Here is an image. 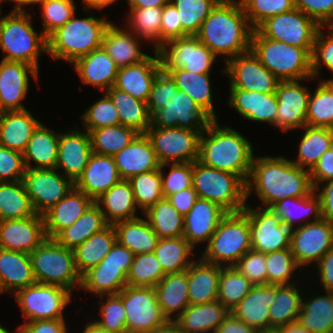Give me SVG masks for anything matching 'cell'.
I'll use <instances>...</instances> for the list:
<instances>
[{
  "label": "cell",
  "mask_w": 333,
  "mask_h": 333,
  "mask_svg": "<svg viewBox=\"0 0 333 333\" xmlns=\"http://www.w3.org/2000/svg\"><path fill=\"white\" fill-rule=\"evenodd\" d=\"M253 189L266 208L280 200L305 197L314 191L309 170L283 156L253 158L246 183V199Z\"/></svg>",
  "instance_id": "obj_1"
},
{
  "label": "cell",
  "mask_w": 333,
  "mask_h": 333,
  "mask_svg": "<svg viewBox=\"0 0 333 333\" xmlns=\"http://www.w3.org/2000/svg\"><path fill=\"white\" fill-rule=\"evenodd\" d=\"M252 32L240 1L221 0L195 36L216 57L223 55L226 64L231 58L251 50Z\"/></svg>",
  "instance_id": "obj_2"
},
{
  "label": "cell",
  "mask_w": 333,
  "mask_h": 333,
  "mask_svg": "<svg viewBox=\"0 0 333 333\" xmlns=\"http://www.w3.org/2000/svg\"><path fill=\"white\" fill-rule=\"evenodd\" d=\"M252 148L244 135L229 126L219 127L217 120H212L200 135L198 161L238 175L247 183L254 158Z\"/></svg>",
  "instance_id": "obj_3"
},
{
  "label": "cell",
  "mask_w": 333,
  "mask_h": 333,
  "mask_svg": "<svg viewBox=\"0 0 333 333\" xmlns=\"http://www.w3.org/2000/svg\"><path fill=\"white\" fill-rule=\"evenodd\" d=\"M111 22L105 18L77 19L75 14L47 38V54L57 60L74 63L102 46L103 36Z\"/></svg>",
  "instance_id": "obj_4"
},
{
  "label": "cell",
  "mask_w": 333,
  "mask_h": 333,
  "mask_svg": "<svg viewBox=\"0 0 333 333\" xmlns=\"http://www.w3.org/2000/svg\"><path fill=\"white\" fill-rule=\"evenodd\" d=\"M251 50L280 81L313 78L311 53L306 48L271 40L253 29Z\"/></svg>",
  "instance_id": "obj_5"
},
{
  "label": "cell",
  "mask_w": 333,
  "mask_h": 333,
  "mask_svg": "<svg viewBox=\"0 0 333 333\" xmlns=\"http://www.w3.org/2000/svg\"><path fill=\"white\" fill-rule=\"evenodd\" d=\"M31 16L25 11H11L0 17V48L6 54L2 60L19 61L39 71L40 51L47 52V38L32 26Z\"/></svg>",
  "instance_id": "obj_6"
},
{
  "label": "cell",
  "mask_w": 333,
  "mask_h": 333,
  "mask_svg": "<svg viewBox=\"0 0 333 333\" xmlns=\"http://www.w3.org/2000/svg\"><path fill=\"white\" fill-rule=\"evenodd\" d=\"M192 187L198 198L221 206L228 213L243 211L246 207V183L233 173L193 162Z\"/></svg>",
  "instance_id": "obj_7"
},
{
  "label": "cell",
  "mask_w": 333,
  "mask_h": 333,
  "mask_svg": "<svg viewBox=\"0 0 333 333\" xmlns=\"http://www.w3.org/2000/svg\"><path fill=\"white\" fill-rule=\"evenodd\" d=\"M250 249L248 216L243 211L228 213L218 224L200 258L219 266L233 267Z\"/></svg>",
  "instance_id": "obj_8"
},
{
  "label": "cell",
  "mask_w": 333,
  "mask_h": 333,
  "mask_svg": "<svg viewBox=\"0 0 333 333\" xmlns=\"http://www.w3.org/2000/svg\"><path fill=\"white\" fill-rule=\"evenodd\" d=\"M29 256L36 283L60 286L71 293L75 285L81 287L73 250L54 238H47Z\"/></svg>",
  "instance_id": "obj_9"
},
{
  "label": "cell",
  "mask_w": 333,
  "mask_h": 333,
  "mask_svg": "<svg viewBox=\"0 0 333 333\" xmlns=\"http://www.w3.org/2000/svg\"><path fill=\"white\" fill-rule=\"evenodd\" d=\"M204 130L150 126L145 133L160 164L195 162L199 157V139Z\"/></svg>",
  "instance_id": "obj_10"
},
{
  "label": "cell",
  "mask_w": 333,
  "mask_h": 333,
  "mask_svg": "<svg viewBox=\"0 0 333 333\" xmlns=\"http://www.w3.org/2000/svg\"><path fill=\"white\" fill-rule=\"evenodd\" d=\"M319 27L313 19L294 8L266 19L256 30L263 37L287 45L306 48L312 54Z\"/></svg>",
  "instance_id": "obj_11"
},
{
  "label": "cell",
  "mask_w": 333,
  "mask_h": 333,
  "mask_svg": "<svg viewBox=\"0 0 333 333\" xmlns=\"http://www.w3.org/2000/svg\"><path fill=\"white\" fill-rule=\"evenodd\" d=\"M122 301L126 312L127 333H150L169 322L152 287L126 285L122 289Z\"/></svg>",
  "instance_id": "obj_12"
},
{
  "label": "cell",
  "mask_w": 333,
  "mask_h": 333,
  "mask_svg": "<svg viewBox=\"0 0 333 333\" xmlns=\"http://www.w3.org/2000/svg\"><path fill=\"white\" fill-rule=\"evenodd\" d=\"M22 316L28 321L43 319H64L63 308L71 301L67 289L49 284L35 283L14 292Z\"/></svg>",
  "instance_id": "obj_13"
},
{
  "label": "cell",
  "mask_w": 333,
  "mask_h": 333,
  "mask_svg": "<svg viewBox=\"0 0 333 333\" xmlns=\"http://www.w3.org/2000/svg\"><path fill=\"white\" fill-rule=\"evenodd\" d=\"M157 52L161 68H182L202 74L210 73L217 58L196 36L190 35L164 42Z\"/></svg>",
  "instance_id": "obj_14"
},
{
  "label": "cell",
  "mask_w": 333,
  "mask_h": 333,
  "mask_svg": "<svg viewBox=\"0 0 333 333\" xmlns=\"http://www.w3.org/2000/svg\"><path fill=\"white\" fill-rule=\"evenodd\" d=\"M22 181L39 215L56 205L75 186L71 179L57 173L56 168H26Z\"/></svg>",
  "instance_id": "obj_15"
},
{
  "label": "cell",
  "mask_w": 333,
  "mask_h": 333,
  "mask_svg": "<svg viewBox=\"0 0 333 333\" xmlns=\"http://www.w3.org/2000/svg\"><path fill=\"white\" fill-rule=\"evenodd\" d=\"M243 212L249 218L253 250L267 254L290 248L292 230L270 208L252 209L246 205Z\"/></svg>",
  "instance_id": "obj_16"
},
{
  "label": "cell",
  "mask_w": 333,
  "mask_h": 333,
  "mask_svg": "<svg viewBox=\"0 0 333 333\" xmlns=\"http://www.w3.org/2000/svg\"><path fill=\"white\" fill-rule=\"evenodd\" d=\"M223 72L230 77V89L269 94L276 92L280 81L260 62L252 50L231 58Z\"/></svg>",
  "instance_id": "obj_17"
},
{
  "label": "cell",
  "mask_w": 333,
  "mask_h": 333,
  "mask_svg": "<svg viewBox=\"0 0 333 333\" xmlns=\"http://www.w3.org/2000/svg\"><path fill=\"white\" fill-rule=\"evenodd\" d=\"M301 222L304 224L291 231L290 250L300 266L313 261L316 264L333 248V224L323 218Z\"/></svg>",
  "instance_id": "obj_18"
},
{
  "label": "cell",
  "mask_w": 333,
  "mask_h": 333,
  "mask_svg": "<svg viewBox=\"0 0 333 333\" xmlns=\"http://www.w3.org/2000/svg\"><path fill=\"white\" fill-rule=\"evenodd\" d=\"M213 119L182 90L167 105L151 116L154 127H179L189 130H205Z\"/></svg>",
  "instance_id": "obj_19"
},
{
  "label": "cell",
  "mask_w": 333,
  "mask_h": 333,
  "mask_svg": "<svg viewBox=\"0 0 333 333\" xmlns=\"http://www.w3.org/2000/svg\"><path fill=\"white\" fill-rule=\"evenodd\" d=\"M278 102L276 127L283 133L307 125L306 112L310 92L299 80L279 81L276 88Z\"/></svg>",
  "instance_id": "obj_20"
},
{
  "label": "cell",
  "mask_w": 333,
  "mask_h": 333,
  "mask_svg": "<svg viewBox=\"0 0 333 333\" xmlns=\"http://www.w3.org/2000/svg\"><path fill=\"white\" fill-rule=\"evenodd\" d=\"M38 70L24 62L2 60L0 62V109L26 110L21 103L29 90V74L38 82Z\"/></svg>",
  "instance_id": "obj_21"
},
{
  "label": "cell",
  "mask_w": 333,
  "mask_h": 333,
  "mask_svg": "<svg viewBox=\"0 0 333 333\" xmlns=\"http://www.w3.org/2000/svg\"><path fill=\"white\" fill-rule=\"evenodd\" d=\"M46 239L43 215L0 221V248L30 254Z\"/></svg>",
  "instance_id": "obj_22"
},
{
  "label": "cell",
  "mask_w": 333,
  "mask_h": 333,
  "mask_svg": "<svg viewBox=\"0 0 333 333\" xmlns=\"http://www.w3.org/2000/svg\"><path fill=\"white\" fill-rule=\"evenodd\" d=\"M92 153L89 132L70 130L60 133L56 169H64V176L75 183L82 175Z\"/></svg>",
  "instance_id": "obj_23"
},
{
  "label": "cell",
  "mask_w": 333,
  "mask_h": 333,
  "mask_svg": "<svg viewBox=\"0 0 333 333\" xmlns=\"http://www.w3.org/2000/svg\"><path fill=\"white\" fill-rule=\"evenodd\" d=\"M228 214L218 204L198 198L184 216L183 237L194 248L197 243L207 241L216 231L218 224Z\"/></svg>",
  "instance_id": "obj_24"
},
{
  "label": "cell",
  "mask_w": 333,
  "mask_h": 333,
  "mask_svg": "<svg viewBox=\"0 0 333 333\" xmlns=\"http://www.w3.org/2000/svg\"><path fill=\"white\" fill-rule=\"evenodd\" d=\"M154 54V58L148 55L139 63L120 67L114 87L127 92L134 98L147 102L152 82L162 70L157 50Z\"/></svg>",
  "instance_id": "obj_25"
},
{
  "label": "cell",
  "mask_w": 333,
  "mask_h": 333,
  "mask_svg": "<svg viewBox=\"0 0 333 333\" xmlns=\"http://www.w3.org/2000/svg\"><path fill=\"white\" fill-rule=\"evenodd\" d=\"M120 180L113 156L93 152L82 175L74 184L78 190L95 201Z\"/></svg>",
  "instance_id": "obj_26"
},
{
  "label": "cell",
  "mask_w": 333,
  "mask_h": 333,
  "mask_svg": "<svg viewBox=\"0 0 333 333\" xmlns=\"http://www.w3.org/2000/svg\"><path fill=\"white\" fill-rule=\"evenodd\" d=\"M114 161L121 179L160 169V162L153 150L150 139L145 133H139L134 140L116 153Z\"/></svg>",
  "instance_id": "obj_27"
},
{
  "label": "cell",
  "mask_w": 333,
  "mask_h": 333,
  "mask_svg": "<svg viewBox=\"0 0 333 333\" xmlns=\"http://www.w3.org/2000/svg\"><path fill=\"white\" fill-rule=\"evenodd\" d=\"M276 296V285H253L250 292L231 310L237 319L257 332L270 329L269 306Z\"/></svg>",
  "instance_id": "obj_28"
},
{
  "label": "cell",
  "mask_w": 333,
  "mask_h": 333,
  "mask_svg": "<svg viewBox=\"0 0 333 333\" xmlns=\"http://www.w3.org/2000/svg\"><path fill=\"white\" fill-rule=\"evenodd\" d=\"M93 202L74 186L64 198L43 214L47 238H54L61 230L71 226Z\"/></svg>",
  "instance_id": "obj_29"
},
{
  "label": "cell",
  "mask_w": 333,
  "mask_h": 333,
  "mask_svg": "<svg viewBox=\"0 0 333 333\" xmlns=\"http://www.w3.org/2000/svg\"><path fill=\"white\" fill-rule=\"evenodd\" d=\"M72 64L84 84L96 86L100 91H107L114 86L119 67L103 46Z\"/></svg>",
  "instance_id": "obj_30"
},
{
  "label": "cell",
  "mask_w": 333,
  "mask_h": 333,
  "mask_svg": "<svg viewBox=\"0 0 333 333\" xmlns=\"http://www.w3.org/2000/svg\"><path fill=\"white\" fill-rule=\"evenodd\" d=\"M229 104L244 118L276 126L278 102L275 93L229 89Z\"/></svg>",
  "instance_id": "obj_31"
},
{
  "label": "cell",
  "mask_w": 333,
  "mask_h": 333,
  "mask_svg": "<svg viewBox=\"0 0 333 333\" xmlns=\"http://www.w3.org/2000/svg\"><path fill=\"white\" fill-rule=\"evenodd\" d=\"M231 311L220 301L192 305L190 304L174 322L183 333H215L218 326Z\"/></svg>",
  "instance_id": "obj_32"
},
{
  "label": "cell",
  "mask_w": 333,
  "mask_h": 333,
  "mask_svg": "<svg viewBox=\"0 0 333 333\" xmlns=\"http://www.w3.org/2000/svg\"><path fill=\"white\" fill-rule=\"evenodd\" d=\"M223 266L204 261H194L187 269L188 297L192 305L218 300L220 271Z\"/></svg>",
  "instance_id": "obj_33"
},
{
  "label": "cell",
  "mask_w": 333,
  "mask_h": 333,
  "mask_svg": "<svg viewBox=\"0 0 333 333\" xmlns=\"http://www.w3.org/2000/svg\"><path fill=\"white\" fill-rule=\"evenodd\" d=\"M35 283L29 254L0 248V294H14Z\"/></svg>",
  "instance_id": "obj_34"
},
{
  "label": "cell",
  "mask_w": 333,
  "mask_h": 333,
  "mask_svg": "<svg viewBox=\"0 0 333 333\" xmlns=\"http://www.w3.org/2000/svg\"><path fill=\"white\" fill-rule=\"evenodd\" d=\"M94 202L99 206L109 225L138 218L137 204L128 180L121 179ZM101 205H104V209Z\"/></svg>",
  "instance_id": "obj_35"
},
{
  "label": "cell",
  "mask_w": 333,
  "mask_h": 333,
  "mask_svg": "<svg viewBox=\"0 0 333 333\" xmlns=\"http://www.w3.org/2000/svg\"><path fill=\"white\" fill-rule=\"evenodd\" d=\"M30 111H5L0 116V145L23 153L40 124Z\"/></svg>",
  "instance_id": "obj_36"
},
{
  "label": "cell",
  "mask_w": 333,
  "mask_h": 333,
  "mask_svg": "<svg viewBox=\"0 0 333 333\" xmlns=\"http://www.w3.org/2000/svg\"><path fill=\"white\" fill-rule=\"evenodd\" d=\"M60 133H53L51 129L40 123L23 152L25 168L55 169L58 160V140ZM36 164L31 165L32 162Z\"/></svg>",
  "instance_id": "obj_37"
},
{
  "label": "cell",
  "mask_w": 333,
  "mask_h": 333,
  "mask_svg": "<svg viewBox=\"0 0 333 333\" xmlns=\"http://www.w3.org/2000/svg\"><path fill=\"white\" fill-rule=\"evenodd\" d=\"M138 38L130 30L111 23L104 33L102 46L120 68L139 63L148 56L140 51Z\"/></svg>",
  "instance_id": "obj_38"
},
{
  "label": "cell",
  "mask_w": 333,
  "mask_h": 333,
  "mask_svg": "<svg viewBox=\"0 0 333 333\" xmlns=\"http://www.w3.org/2000/svg\"><path fill=\"white\" fill-rule=\"evenodd\" d=\"M154 289L158 304L169 321H174L172 315L175 311L180 316L190 305L187 270L166 274Z\"/></svg>",
  "instance_id": "obj_39"
},
{
  "label": "cell",
  "mask_w": 333,
  "mask_h": 333,
  "mask_svg": "<svg viewBox=\"0 0 333 333\" xmlns=\"http://www.w3.org/2000/svg\"><path fill=\"white\" fill-rule=\"evenodd\" d=\"M175 82L177 88L190 96L213 120L217 119L214 111L210 73H193L182 68H161Z\"/></svg>",
  "instance_id": "obj_40"
},
{
  "label": "cell",
  "mask_w": 333,
  "mask_h": 333,
  "mask_svg": "<svg viewBox=\"0 0 333 333\" xmlns=\"http://www.w3.org/2000/svg\"><path fill=\"white\" fill-rule=\"evenodd\" d=\"M116 241L127 247L134 255L154 252L159 237L147 219L140 217L113 224Z\"/></svg>",
  "instance_id": "obj_41"
},
{
  "label": "cell",
  "mask_w": 333,
  "mask_h": 333,
  "mask_svg": "<svg viewBox=\"0 0 333 333\" xmlns=\"http://www.w3.org/2000/svg\"><path fill=\"white\" fill-rule=\"evenodd\" d=\"M108 225L99 206L93 202L76 222L61 230L54 239L60 245L74 250L93 234L102 231Z\"/></svg>",
  "instance_id": "obj_42"
},
{
  "label": "cell",
  "mask_w": 333,
  "mask_h": 333,
  "mask_svg": "<svg viewBox=\"0 0 333 333\" xmlns=\"http://www.w3.org/2000/svg\"><path fill=\"white\" fill-rule=\"evenodd\" d=\"M116 243V232L113 225L93 234L85 242L77 246L74 252L75 265L82 276L90 268L97 266L110 252Z\"/></svg>",
  "instance_id": "obj_43"
},
{
  "label": "cell",
  "mask_w": 333,
  "mask_h": 333,
  "mask_svg": "<svg viewBox=\"0 0 333 333\" xmlns=\"http://www.w3.org/2000/svg\"><path fill=\"white\" fill-rule=\"evenodd\" d=\"M127 285V275L120 265L98 264L81 276V288L100 298L118 294Z\"/></svg>",
  "instance_id": "obj_44"
},
{
  "label": "cell",
  "mask_w": 333,
  "mask_h": 333,
  "mask_svg": "<svg viewBox=\"0 0 333 333\" xmlns=\"http://www.w3.org/2000/svg\"><path fill=\"white\" fill-rule=\"evenodd\" d=\"M105 92L117 108L121 125L131 127L138 133L147 132L151 126V116L148 113L146 102L134 98L114 86Z\"/></svg>",
  "instance_id": "obj_45"
},
{
  "label": "cell",
  "mask_w": 333,
  "mask_h": 333,
  "mask_svg": "<svg viewBox=\"0 0 333 333\" xmlns=\"http://www.w3.org/2000/svg\"><path fill=\"white\" fill-rule=\"evenodd\" d=\"M302 299L297 321L311 333H333V293Z\"/></svg>",
  "instance_id": "obj_46"
},
{
  "label": "cell",
  "mask_w": 333,
  "mask_h": 333,
  "mask_svg": "<svg viewBox=\"0 0 333 333\" xmlns=\"http://www.w3.org/2000/svg\"><path fill=\"white\" fill-rule=\"evenodd\" d=\"M269 208L281 218L283 224L291 230L295 228L294 226L296 225L294 224L297 222L296 220H299V222L302 219L306 221L305 218L309 219L311 215H313L311 222L318 221L322 218L321 199L316 194L315 190L305 197H290L280 200Z\"/></svg>",
  "instance_id": "obj_47"
},
{
  "label": "cell",
  "mask_w": 333,
  "mask_h": 333,
  "mask_svg": "<svg viewBox=\"0 0 333 333\" xmlns=\"http://www.w3.org/2000/svg\"><path fill=\"white\" fill-rule=\"evenodd\" d=\"M303 129L305 133L299 144L298 159L292 162L310 171L322 154L333 146V129L308 125H305Z\"/></svg>",
  "instance_id": "obj_48"
},
{
  "label": "cell",
  "mask_w": 333,
  "mask_h": 333,
  "mask_svg": "<svg viewBox=\"0 0 333 333\" xmlns=\"http://www.w3.org/2000/svg\"><path fill=\"white\" fill-rule=\"evenodd\" d=\"M36 214L22 180L0 182V221Z\"/></svg>",
  "instance_id": "obj_49"
},
{
  "label": "cell",
  "mask_w": 333,
  "mask_h": 333,
  "mask_svg": "<svg viewBox=\"0 0 333 333\" xmlns=\"http://www.w3.org/2000/svg\"><path fill=\"white\" fill-rule=\"evenodd\" d=\"M143 214L159 239L183 236L184 217L167 198L159 200Z\"/></svg>",
  "instance_id": "obj_50"
},
{
  "label": "cell",
  "mask_w": 333,
  "mask_h": 333,
  "mask_svg": "<svg viewBox=\"0 0 333 333\" xmlns=\"http://www.w3.org/2000/svg\"><path fill=\"white\" fill-rule=\"evenodd\" d=\"M297 286L276 285V296L269 306L270 329L297 321L302 306V295Z\"/></svg>",
  "instance_id": "obj_51"
},
{
  "label": "cell",
  "mask_w": 333,
  "mask_h": 333,
  "mask_svg": "<svg viewBox=\"0 0 333 333\" xmlns=\"http://www.w3.org/2000/svg\"><path fill=\"white\" fill-rule=\"evenodd\" d=\"M193 247L183 237L159 239L154 250L165 274L187 270L194 261L189 260Z\"/></svg>",
  "instance_id": "obj_52"
},
{
  "label": "cell",
  "mask_w": 333,
  "mask_h": 333,
  "mask_svg": "<svg viewBox=\"0 0 333 333\" xmlns=\"http://www.w3.org/2000/svg\"><path fill=\"white\" fill-rule=\"evenodd\" d=\"M89 134L94 153L114 156L127 147L139 133L131 127L118 124L91 130Z\"/></svg>",
  "instance_id": "obj_53"
},
{
  "label": "cell",
  "mask_w": 333,
  "mask_h": 333,
  "mask_svg": "<svg viewBox=\"0 0 333 333\" xmlns=\"http://www.w3.org/2000/svg\"><path fill=\"white\" fill-rule=\"evenodd\" d=\"M306 122L308 126L333 129V82L320 80L315 92L310 93Z\"/></svg>",
  "instance_id": "obj_54"
},
{
  "label": "cell",
  "mask_w": 333,
  "mask_h": 333,
  "mask_svg": "<svg viewBox=\"0 0 333 333\" xmlns=\"http://www.w3.org/2000/svg\"><path fill=\"white\" fill-rule=\"evenodd\" d=\"M221 0H170L181 22V37L195 36L202 22Z\"/></svg>",
  "instance_id": "obj_55"
},
{
  "label": "cell",
  "mask_w": 333,
  "mask_h": 333,
  "mask_svg": "<svg viewBox=\"0 0 333 333\" xmlns=\"http://www.w3.org/2000/svg\"><path fill=\"white\" fill-rule=\"evenodd\" d=\"M163 7L131 8L128 30L140 39L154 41L155 50L161 47V17Z\"/></svg>",
  "instance_id": "obj_56"
},
{
  "label": "cell",
  "mask_w": 333,
  "mask_h": 333,
  "mask_svg": "<svg viewBox=\"0 0 333 333\" xmlns=\"http://www.w3.org/2000/svg\"><path fill=\"white\" fill-rule=\"evenodd\" d=\"M252 287L253 284L248 278L234 267H223L219 277L218 301L231 311Z\"/></svg>",
  "instance_id": "obj_57"
},
{
  "label": "cell",
  "mask_w": 333,
  "mask_h": 333,
  "mask_svg": "<svg viewBox=\"0 0 333 333\" xmlns=\"http://www.w3.org/2000/svg\"><path fill=\"white\" fill-rule=\"evenodd\" d=\"M165 275L154 252L134 255L127 274V285L154 288Z\"/></svg>",
  "instance_id": "obj_58"
},
{
  "label": "cell",
  "mask_w": 333,
  "mask_h": 333,
  "mask_svg": "<svg viewBox=\"0 0 333 333\" xmlns=\"http://www.w3.org/2000/svg\"><path fill=\"white\" fill-rule=\"evenodd\" d=\"M136 204L143 213L164 198L160 169L144 172L128 179Z\"/></svg>",
  "instance_id": "obj_59"
},
{
  "label": "cell",
  "mask_w": 333,
  "mask_h": 333,
  "mask_svg": "<svg viewBox=\"0 0 333 333\" xmlns=\"http://www.w3.org/2000/svg\"><path fill=\"white\" fill-rule=\"evenodd\" d=\"M301 266L297 263L290 248L266 254L267 284L290 285L295 282L290 279L295 269Z\"/></svg>",
  "instance_id": "obj_60"
},
{
  "label": "cell",
  "mask_w": 333,
  "mask_h": 333,
  "mask_svg": "<svg viewBox=\"0 0 333 333\" xmlns=\"http://www.w3.org/2000/svg\"><path fill=\"white\" fill-rule=\"evenodd\" d=\"M253 29L266 19L295 8L294 0H239Z\"/></svg>",
  "instance_id": "obj_61"
},
{
  "label": "cell",
  "mask_w": 333,
  "mask_h": 333,
  "mask_svg": "<svg viewBox=\"0 0 333 333\" xmlns=\"http://www.w3.org/2000/svg\"><path fill=\"white\" fill-rule=\"evenodd\" d=\"M40 6L44 28L42 33L46 38L71 19L76 11L73 0H43Z\"/></svg>",
  "instance_id": "obj_62"
},
{
  "label": "cell",
  "mask_w": 333,
  "mask_h": 333,
  "mask_svg": "<svg viewBox=\"0 0 333 333\" xmlns=\"http://www.w3.org/2000/svg\"><path fill=\"white\" fill-rule=\"evenodd\" d=\"M100 321L95 320L108 333H127L126 312L122 301V290L118 294L106 295L100 305Z\"/></svg>",
  "instance_id": "obj_63"
},
{
  "label": "cell",
  "mask_w": 333,
  "mask_h": 333,
  "mask_svg": "<svg viewBox=\"0 0 333 333\" xmlns=\"http://www.w3.org/2000/svg\"><path fill=\"white\" fill-rule=\"evenodd\" d=\"M81 118L87 132L120 124L117 108L106 93L103 98L96 101L91 107L89 106Z\"/></svg>",
  "instance_id": "obj_64"
},
{
  "label": "cell",
  "mask_w": 333,
  "mask_h": 333,
  "mask_svg": "<svg viewBox=\"0 0 333 333\" xmlns=\"http://www.w3.org/2000/svg\"><path fill=\"white\" fill-rule=\"evenodd\" d=\"M166 164L160 165L162 178V191L164 198L177 193L183 189L192 187L193 180V162L172 163L167 176L163 173Z\"/></svg>",
  "instance_id": "obj_65"
},
{
  "label": "cell",
  "mask_w": 333,
  "mask_h": 333,
  "mask_svg": "<svg viewBox=\"0 0 333 333\" xmlns=\"http://www.w3.org/2000/svg\"><path fill=\"white\" fill-rule=\"evenodd\" d=\"M178 88L171 77L164 71H160L151 85L147 104L148 113H154L164 108L168 101L177 94Z\"/></svg>",
  "instance_id": "obj_66"
},
{
  "label": "cell",
  "mask_w": 333,
  "mask_h": 333,
  "mask_svg": "<svg viewBox=\"0 0 333 333\" xmlns=\"http://www.w3.org/2000/svg\"><path fill=\"white\" fill-rule=\"evenodd\" d=\"M233 267L253 285L267 284L266 254L250 249Z\"/></svg>",
  "instance_id": "obj_67"
},
{
  "label": "cell",
  "mask_w": 333,
  "mask_h": 333,
  "mask_svg": "<svg viewBox=\"0 0 333 333\" xmlns=\"http://www.w3.org/2000/svg\"><path fill=\"white\" fill-rule=\"evenodd\" d=\"M322 27L324 28L325 26H320L317 31L311 54L313 78H316L319 74V68L322 64L333 72V30L330 29L331 32L328 31L330 35L327 37L326 35L324 36L321 30ZM322 81L333 82V78Z\"/></svg>",
  "instance_id": "obj_68"
},
{
  "label": "cell",
  "mask_w": 333,
  "mask_h": 333,
  "mask_svg": "<svg viewBox=\"0 0 333 333\" xmlns=\"http://www.w3.org/2000/svg\"><path fill=\"white\" fill-rule=\"evenodd\" d=\"M23 153L0 145V182L23 180Z\"/></svg>",
  "instance_id": "obj_69"
},
{
  "label": "cell",
  "mask_w": 333,
  "mask_h": 333,
  "mask_svg": "<svg viewBox=\"0 0 333 333\" xmlns=\"http://www.w3.org/2000/svg\"><path fill=\"white\" fill-rule=\"evenodd\" d=\"M294 6L319 26H327L333 20V0H294Z\"/></svg>",
  "instance_id": "obj_70"
},
{
  "label": "cell",
  "mask_w": 333,
  "mask_h": 333,
  "mask_svg": "<svg viewBox=\"0 0 333 333\" xmlns=\"http://www.w3.org/2000/svg\"><path fill=\"white\" fill-rule=\"evenodd\" d=\"M181 37V22L175 6L168 3L163 7L161 17V45L171 39Z\"/></svg>",
  "instance_id": "obj_71"
},
{
  "label": "cell",
  "mask_w": 333,
  "mask_h": 333,
  "mask_svg": "<svg viewBox=\"0 0 333 333\" xmlns=\"http://www.w3.org/2000/svg\"><path fill=\"white\" fill-rule=\"evenodd\" d=\"M314 190H320L319 183L333 180V146L322 154L315 166L309 171Z\"/></svg>",
  "instance_id": "obj_72"
},
{
  "label": "cell",
  "mask_w": 333,
  "mask_h": 333,
  "mask_svg": "<svg viewBox=\"0 0 333 333\" xmlns=\"http://www.w3.org/2000/svg\"><path fill=\"white\" fill-rule=\"evenodd\" d=\"M21 333H67L64 319H43L24 321Z\"/></svg>",
  "instance_id": "obj_73"
},
{
  "label": "cell",
  "mask_w": 333,
  "mask_h": 333,
  "mask_svg": "<svg viewBox=\"0 0 333 333\" xmlns=\"http://www.w3.org/2000/svg\"><path fill=\"white\" fill-rule=\"evenodd\" d=\"M133 259L134 253L116 241L110 252L99 264L120 265L122 271L127 275Z\"/></svg>",
  "instance_id": "obj_74"
},
{
  "label": "cell",
  "mask_w": 333,
  "mask_h": 333,
  "mask_svg": "<svg viewBox=\"0 0 333 333\" xmlns=\"http://www.w3.org/2000/svg\"><path fill=\"white\" fill-rule=\"evenodd\" d=\"M167 199L184 217L191 210V208L195 204V201L198 199V196L194 188L189 187L177 193L169 195Z\"/></svg>",
  "instance_id": "obj_75"
},
{
  "label": "cell",
  "mask_w": 333,
  "mask_h": 333,
  "mask_svg": "<svg viewBox=\"0 0 333 333\" xmlns=\"http://www.w3.org/2000/svg\"><path fill=\"white\" fill-rule=\"evenodd\" d=\"M324 290L333 293V248L316 263Z\"/></svg>",
  "instance_id": "obj_76"
},
{
  "label": "cell",
  "mask_w": 333,
  "mask_h": 333,
  "mask_svg": "<svg viewBox=\"0 0 333 333\" xmlns=\"http://www.w3.org/2000/svg\"><path fill=\"white\" fill-rule=\"evenodd\" d=\"M318 196L321 199L322 218L333 224V180L326 181Z\"/></svg>",
  "instance_id": "obj_77"
},
{
  "label": "cell",
  "mask_w": 333,
  "mask_h": 333,
  "mask_svg": "<svg viewBox=\"0 0 333 333\" xmlns=\"http://www.w3.org/2000/svg\"><path fill=\"white\" fill-rule=\"evenodd\" d=\"M215 333H258L242 320L237 319L231 313L220 323Z\"/></svg>",
  "instance_id": "obj_78"
},
{
  "label": "cell",
  "mask_w": 333,
  "mask_h": 333,
  "mask_svg": "<svg viewBox=\"0 0 333 333\" xmlns=\"http://www.w3.org/2000/svg\"><path fill=\"white\" fill-rule=\"evenodd\" d=\"M131 8L164 7L170 0H127Z\"/></svg>",
  "instance_id": "obj_79"
},
{
  "label": "cell",
  "mask_w": 333,
  "mask_h": 333,
  "mask_svg": "<svg viewBox=\"0 0 333 333\" xmlns=\"http://www.w3.org/2000/svg\"><path fill=\"white\" fill-rule=\"evenodd\" d=\"M279 333H311L305 329L298 321L288 323L276 328Z\"/></svg>",
  "instance_id": "obj_80"
}]
</instances>
